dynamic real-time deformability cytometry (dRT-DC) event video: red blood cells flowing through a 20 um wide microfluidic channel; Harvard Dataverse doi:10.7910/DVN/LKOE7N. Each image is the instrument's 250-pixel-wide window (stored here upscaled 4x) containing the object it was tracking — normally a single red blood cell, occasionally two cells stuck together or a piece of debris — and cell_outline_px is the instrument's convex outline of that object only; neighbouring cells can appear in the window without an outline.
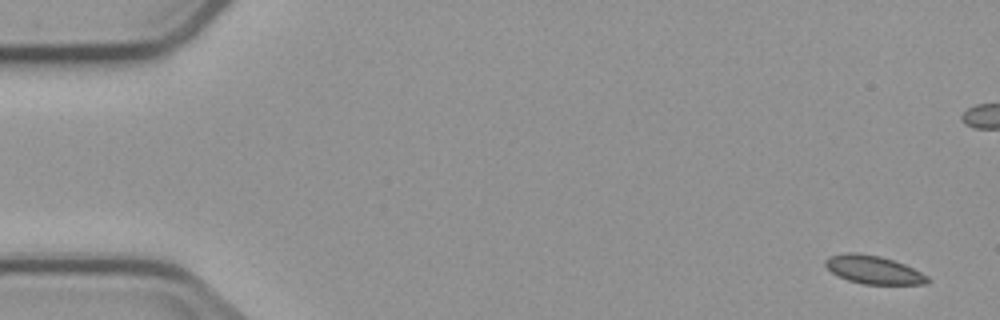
{"species": "common noctule bat (a hibernating species)", "species_latin": "Nyctalus noctula", "temperature_condition": "cold", "stored_images_in_passage": 6, "camera_frame_rate_fps": 3000, "um_per_image_px": 0.085, "animal": {"sex": "male", "body_mass_g": 23.1, "forearm_length_mm": 52.7}, "frame": {"image": 1, "passage_image": 1, "time_ms": 0.0, "image_size_px": [1000, 320], "cell_outline_px": [[932, 280], [928, 284], [864, 284], [848, 280], [832, 272], [824, 264], [824, 260], [828, 256], [844, 252], [856, 252], [880, 256], [904, 264], [928, 276]], "centroid_in_image_um": [74.24, 22.92], "position_along_channel_um": 10.8, "area_um2": 16.82}}